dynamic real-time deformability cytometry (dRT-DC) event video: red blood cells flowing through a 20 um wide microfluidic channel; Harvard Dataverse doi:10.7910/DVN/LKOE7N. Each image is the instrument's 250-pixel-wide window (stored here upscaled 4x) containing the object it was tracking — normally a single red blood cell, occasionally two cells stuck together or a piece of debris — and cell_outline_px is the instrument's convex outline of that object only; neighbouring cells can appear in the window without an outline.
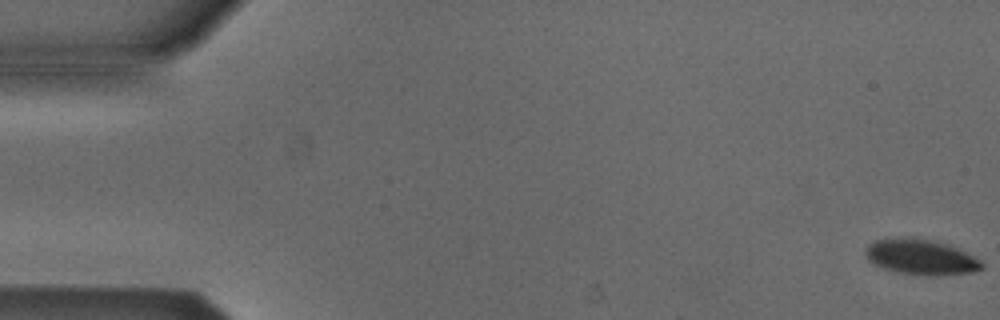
{"species": "Egyptian fruit bat (a non-hibernating species)", "species_latin": "Rousettus aegyptiacus", "temperature_condition": "cold", "stored_images_in_passage": 54, "camera_frame_rate_fps": 3000, "um_per_image_px": 0.085, "animal": {"sex": "male"}, "frame": {"image": 1, "passage_image": 1, "time_ms": 0.0, "image_size_px": [1000, 320], "cell_outline_px": [[984, 268], [972, 272], [900, 272], [884, 268], [868, 260], [864, 252], [868, 244], [872, 240], [908, 236], [912, 236], [948, 244], [980, 260], [984, 264]], "centroid_in_image_um": [78.2, 21.76], "position_along_channel_um": 6.8, "area_um2": 22.89}}
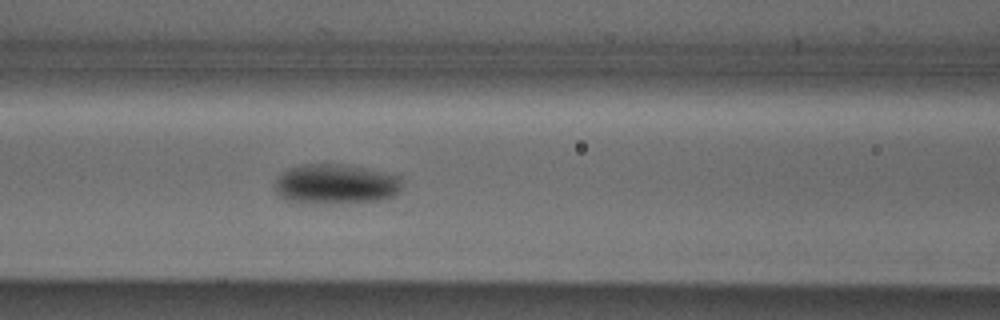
{"frame": {"image": 2, "passage_image": 23, "time_ms": 7.333, "image_size_px": [1000, 320], "cell_outline_px": [[400, 188], [392, 196], [380, 200], [340, 204], [288, 200], [280, 196], [276, 192], [272, 184], [288, 168], [300, 164], [344, 164], [400, 176]], "centroid_in_image_um": [28.5, 15.64], "position_along_channel_um": 138.1, "area_um2": 29.36}}
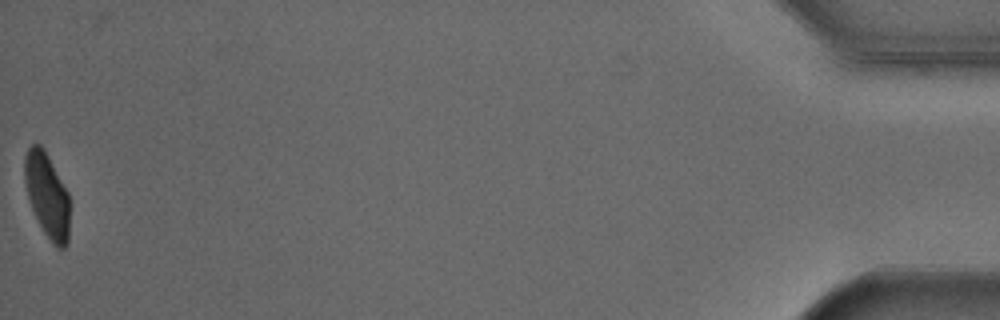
{"frame": {"image": 3, "passage_image": 54, "time_ms": 17.667, "image_size_px": [1000, 320], "cell_outline_px": [[68, 244], [64, 248], [56, 248], [52, 244], [44, 232], [32, 208], [28, 196], [24, 180], [24, 156], [28, 148], [32, 144], [40, 144], [44, 148], [68, 192]], "centroid_in_image_um": [3.99, 16.58], "position_along_channel_um": 431.2, "area_um2": 22.02}, "authors_computed_cell_mechanics": {"area_um2": 26.1834, "velocity_mm_per_s": 3.8451, "shape_relaxation_time_tau1_ms": 2.3817, "shape_relaxation_time_tau2_ms": 2.4396, "deformation_change_tau1": 0.1156, "deformation_change_tau2": 0.0344}}